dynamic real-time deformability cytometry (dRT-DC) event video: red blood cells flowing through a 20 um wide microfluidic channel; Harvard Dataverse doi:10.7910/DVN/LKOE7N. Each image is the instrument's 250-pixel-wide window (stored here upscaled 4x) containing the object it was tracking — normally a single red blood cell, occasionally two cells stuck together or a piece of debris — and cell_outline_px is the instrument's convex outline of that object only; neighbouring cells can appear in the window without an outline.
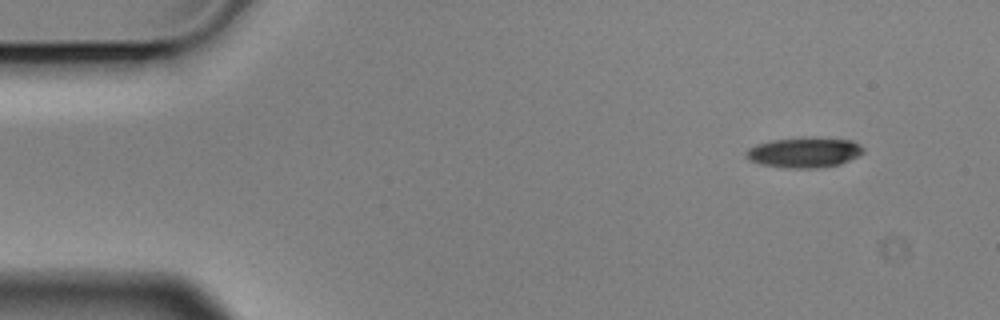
{"species": "Egyptian fruit bat (a non-hibernating species)", "species_latin": "Rousettus aegyptiacus", "temperature_condition": "cold", "stored_images_in_passage": 8, "camera_frame_rate_fps": 3000, "um_per_image_px": 0.085, "animal": {"sex": "male"}, "frame": {"image": 1, "passage_image": 1, "time_ms": 0.0, "image_size_px": [1000, 320], "cell_outline_px": [[864, 152], [840, 164], [820, 168], [784, 168], [760, 164], [748, 160], [744, 156], [744, 152], [748, 148], [756, 144], [772, 140], [852, 140], [860, 144], [864, 148]], "centroid_in_image_um": [68.29, 13.01], "position_along_channel_um": 16.7, "area_um2": 19.94}}
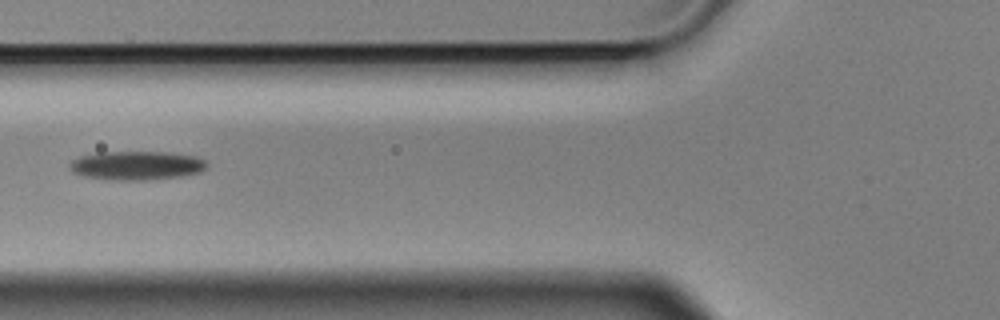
{"frame": {"image": 2, "passage_image": 6, "time_ms": 1.667, "image_size_px": [1000, 320], "cell_outline_px": [[208, 164], [200, 172], [184, 176], [144, 180], [108, 180], [88, 176], [72, 172], [68, 164], [72, 160], [80, 156], [100, 152], [172, 152], [196, 156], [204, 160]], "centroid_in_image_um": [11.63, 14.06], "position_along_channel_um": 114.2, "area_um2": 23.12}}
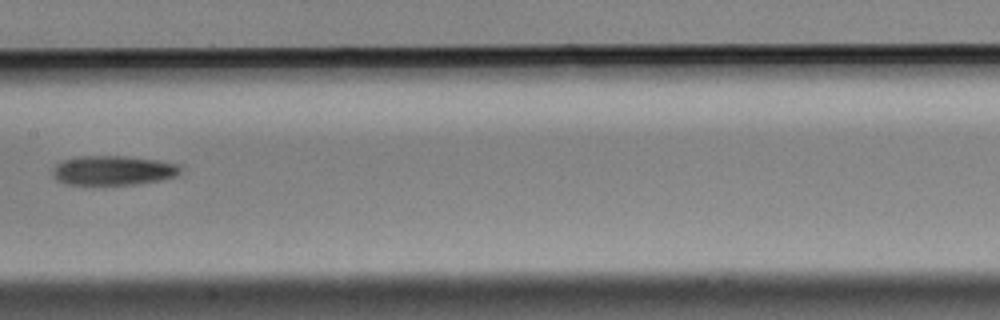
{"frame": {"image": 3, "passage_image": 8, "time_ms": 2.333, "image_size_px": [1000, 320], "cell_outline_px": [[180, 172], [176, 176], [160, 180], [136, 184], [64, 184], [56, 180], [52, 176], [52, 168], [56, 164], [64, 160], [80, 156], [124, 156], [160, 160], [176, 164], [180, 168]], "centroid_in_image_um": [9.58, 14.48], "position_along_channel_um": 197.8, "area_um2": 21.91}}